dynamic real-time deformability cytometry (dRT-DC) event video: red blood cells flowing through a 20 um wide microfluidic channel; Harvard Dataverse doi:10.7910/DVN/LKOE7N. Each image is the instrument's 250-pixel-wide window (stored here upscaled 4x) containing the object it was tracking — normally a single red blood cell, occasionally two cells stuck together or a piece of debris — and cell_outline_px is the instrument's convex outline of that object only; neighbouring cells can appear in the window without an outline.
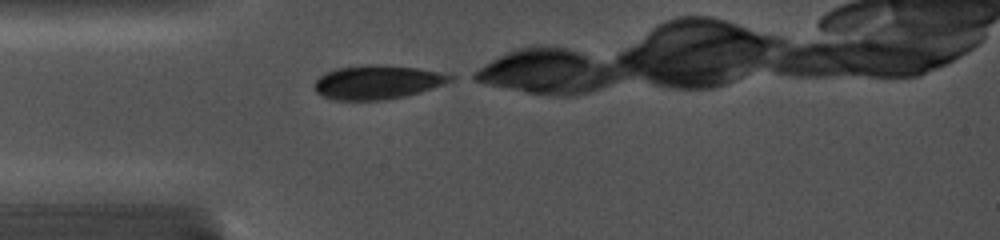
{"species": "common noctule bat (a hibernating species)", "species_latin": "Nyctalus noctula", "temperature_condition": "cold", "stored_images_in_passage": 33, "camera_frame_rate_fps": 5000, "um_per_image_px": 0.085, "animal": {"sex": "female", "body_mass_g": 19.0, "forearm_length_mm": 56.7}, "frame": {"image": 1, "passage_image": 1, "time_ms": 0.0, "image_size_px": [1000, 240], "cell_outline_px": [[456, 76], [452, 80], [420, 92], [404, 96], [384, 100], [332, 100], [320, 96], [316, 92], [316, 80], [324, 72], [336, 68], [372, 64], [380, 64], [416, 68]], "centroid_in_image_um": [32.02, 6.99], "position_along_channel_um": 53.0, "area_um2": 26.65}}
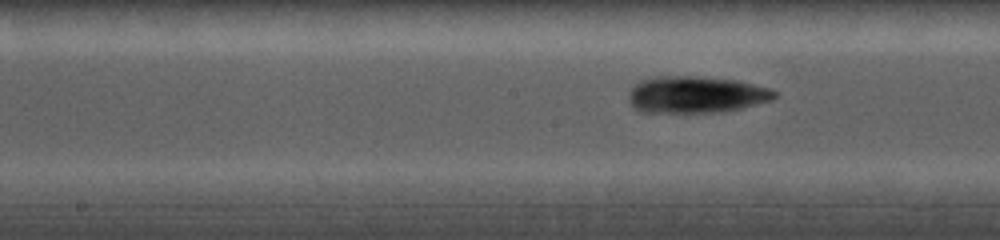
{"frame": {"image": 2, "passage_image": 17, "time_ms": 3.6, "image_size_px": [1000, 240], "cell_outline_px": [[776, 96], [772, 100], [724, 112], [640, 112], [628, 100], [628, 92], [640, 80], [656, 76], [696, 76], [736, 80], [768, 88], [776, 92]], "centroid_in_image_um": [59.13, 8.04], "position_along_channel_um": 189.1, "area_um2": 31.15}}
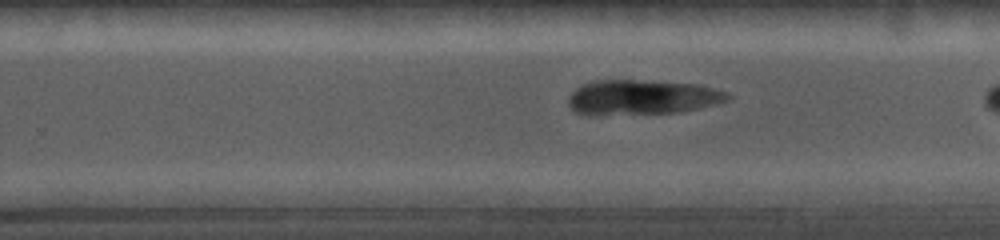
{"frame": {"image": 3, "passage_image": 27, "time_ms": 5.8, "image_size_px": [1000, 240], "cell_outline_px": [[732, 96], [728, 100], [716, 104], [680, 112], [592, 116], [584, 116], [576, 112], [568, 104], [568, 96], [576, 88], [584, 84], [596, 80], [636, 80], [700, 84], [716, 88], [728, 92]], "centroid_in_image_um": [54.57, 8.28], "position_along_channel_um": 275.2, "area_um2": 32.89}}